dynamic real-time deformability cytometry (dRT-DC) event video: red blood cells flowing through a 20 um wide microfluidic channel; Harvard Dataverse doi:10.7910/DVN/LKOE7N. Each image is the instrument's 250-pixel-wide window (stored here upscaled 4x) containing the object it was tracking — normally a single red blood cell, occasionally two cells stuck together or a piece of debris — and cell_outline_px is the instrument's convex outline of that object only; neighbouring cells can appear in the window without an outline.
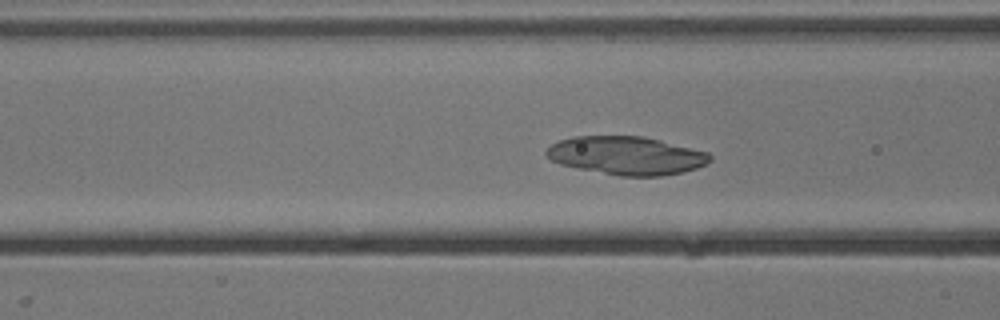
{"species": "common noctule bat (a hibernating species)", "species_latin": "Nyctalus noctula", "temperature_condition": "cold", "stored_images_in_passage": 47, "camera_frame_rate_fps": 3000, "um_per_image_px": 0.085, "animal": {"sex": "male", "body_mass_g": 13.3}, "frame": {"image": 1, "passage_image": 21, "time_ms": 6.667, "image_size_px": [1000, 320], "cell_outline_px": [[712, 160], [708, 164], [684, 172], [660, 176], [620, 176], [560, 164], [552, 160], [544, 152], [552, 144], [560, 140], [576, 136], [644, 136], [708, 152], [712, 156]], "centroid_in_image_um": [53.3, 13.22], "position_along_channel_um": 113.3, "area_um2": 36.36}}
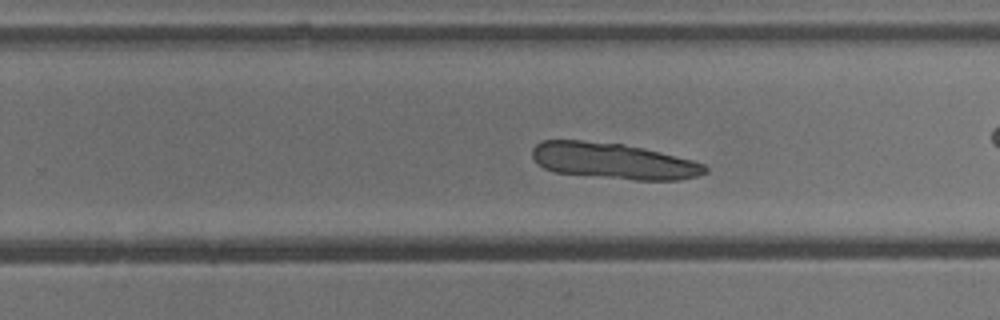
{"frame": {"image": 2, "passage_image": 34, "time_ms": 11.0, "image_size_px": [1000, 320], "cell_outline_px": [[708, 172], [696, 176], [680, 180], [636, 180], [556, 172], [544, 168], [532, 156], [532, 148], [540, 140], [580, 140], [624, 144], [644, 148], [692, 160], [704, 164], [708, 168]], "centroid_in_image_um": [52.15, 13.67], "position_along_channel_um": 277.6, "area_um2": 36.13}}